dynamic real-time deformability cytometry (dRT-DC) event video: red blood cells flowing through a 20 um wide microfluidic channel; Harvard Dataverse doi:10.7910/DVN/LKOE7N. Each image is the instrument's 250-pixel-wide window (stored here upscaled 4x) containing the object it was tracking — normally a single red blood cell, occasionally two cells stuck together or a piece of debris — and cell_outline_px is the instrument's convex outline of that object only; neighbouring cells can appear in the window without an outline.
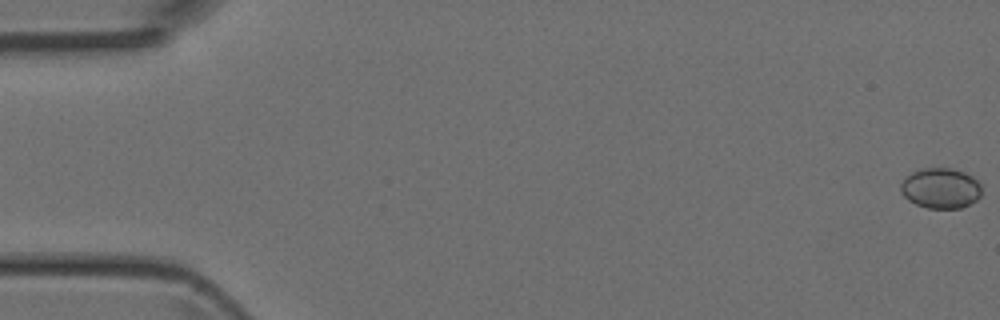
{"species": "Egyptian fruit bat (a non-hibernating species)", "species_latin": "Rousettus aegyptiacus", "temperature_condition": "room temperature", "stored_images_in_passage": 10, "camera_frame_rate_fps": 3000, "um_per_image_px": 0.085, "animal": {"sex": "female"}, "frame": {"image": 1, "passage_image": 1, "time_ms": 0.0, "image_size_px": [1000, 320], "cell_outline_px": [[980, 196], [976, 200], [960, 208], [928, 208], [916, 204], [908, 200], [900, 192], [900, 184], [904, 176], [912, 172], [924, 168], [952, 168], [964, 172], [972, 176], [980, 184]], "centroid_in_image_um": [79.92, 15.99], "position_along_channel_um": 5.1, "area_um2": 19.07}}